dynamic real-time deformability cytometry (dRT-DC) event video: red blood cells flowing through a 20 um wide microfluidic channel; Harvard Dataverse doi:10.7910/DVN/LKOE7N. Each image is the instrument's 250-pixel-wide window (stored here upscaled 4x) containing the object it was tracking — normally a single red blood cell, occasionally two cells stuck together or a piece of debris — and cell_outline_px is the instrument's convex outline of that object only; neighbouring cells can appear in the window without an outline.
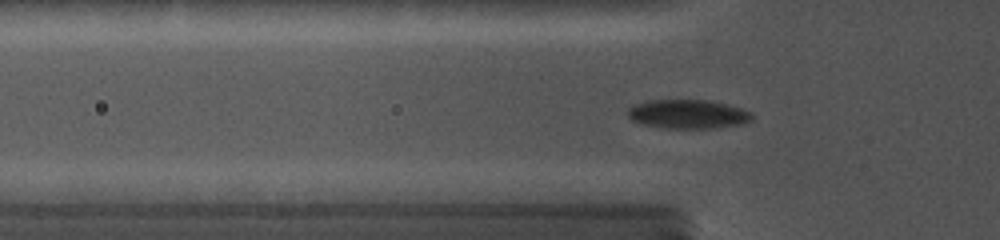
{"species": "common noctule bat (a hibernating species)", "species_latin": "Nyctalus noctula", "temperature_condition": "cold", "stored_images_in_passage": 64, "camera_frame_rate_fps": 5000, "um_per_image_px": 0.085, "animal": {"sex": "female", "body_mass_g": 19.0, "forearm_length_mm": 56.7}, "frame": {"image": 1, "passage_image": 19, "time_ms": 5.2, "image_size_px": [1000, 240], "cell_outline_px": [[752, 120], [740, 124], [712, 128], [664, 128], [644, 124], [632, 120], [628, 116], [628, 108], [636, 104], [648, 100], [704, 100], [724, 104], [740, 108], [752, 112]], "centroid_in_image_um": [58.46, 9.7], "position_along_channel_um": 67.3, "area_um2": 20.69}}
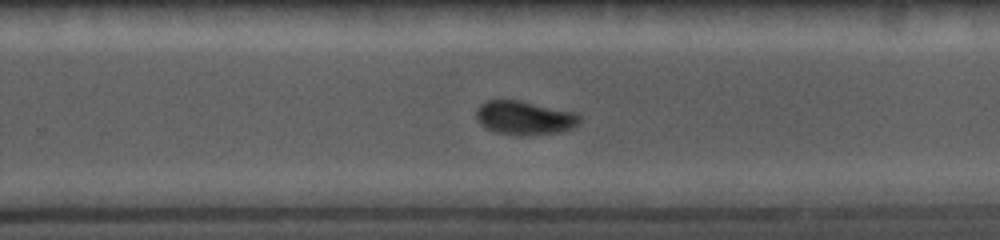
{"frame": {"image": 2, "passage_image": 41, "time_ms": 10.8, "image_size_px": [1000, 240], "cell_outline_px": [[584, 116], [580, 124], [564, 132], [496, 132], [480, 124], [476, 120], [476, 108], [480, 104], [488, 100], [516, 100], [576, 112]], "centroid_in_image_um": [44.63, 9.96], "position_along_channel_um": 285.2, "area_um2": 19.71}}
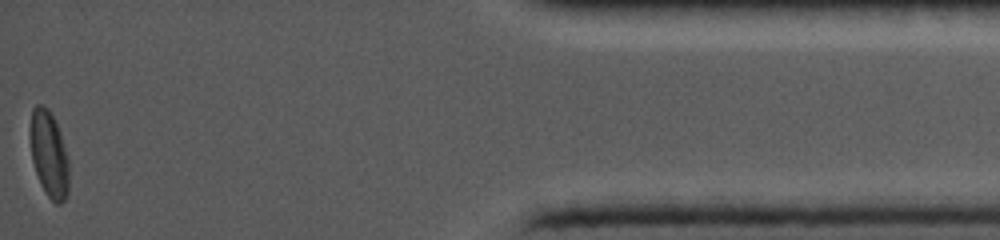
{"frame": {"image": 3, "passage_image": 64, "time_ms": 16.0, "image_size_px": [1000, 240], "cell_outline_px": [[68, 192], [64, 200], [60, 204], [56, 204], [48, 196], [40, 184], [32, 160], [28, 136], [28, 132], [32, 108], [36, 104], [44, 104], [48, 108], [60, 132], [68, 160]], "centroid_in_image_um": [4.12, 13.06], "position_along_channel_um": 431.1, "area_um2": 19.71}}